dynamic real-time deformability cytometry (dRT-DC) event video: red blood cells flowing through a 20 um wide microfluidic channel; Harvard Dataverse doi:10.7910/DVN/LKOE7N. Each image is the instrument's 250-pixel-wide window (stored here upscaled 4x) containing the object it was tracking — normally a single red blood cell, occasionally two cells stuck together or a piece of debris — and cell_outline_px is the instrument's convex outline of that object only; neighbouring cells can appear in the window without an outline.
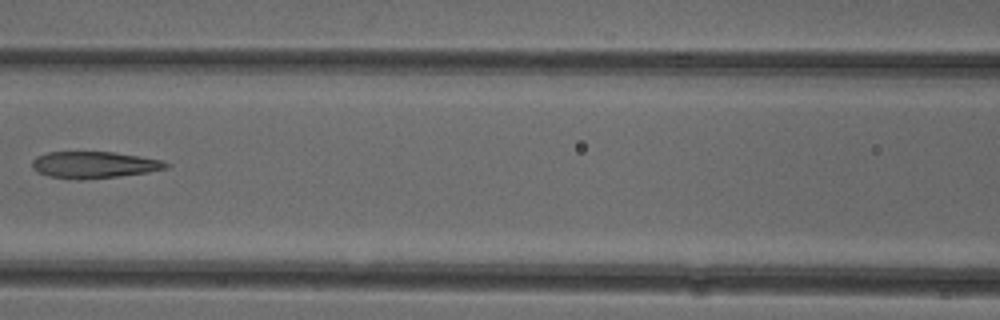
{"species": "common noctule bat (a hibernating species)", "species_latin": "Nyctalus noctula", "temperature_condition": "cold", "stored_images_in_passage": 3, "camera_frame_rate_fps": 3000, "um_per_image_px": 0.085, "animal": {"sex": "female"}, "frame": {"image": 1, "passage_image": 3, "time_ms": 2.333, "image_size_px": [1000, 320], "cell_outline_px": [[172, 164], [168, 168], [148, 172], [84, 180], [76, 180], [48, 176], [36, 172], [32, 168], [32, 160], [36, 156], [48, 152], [112, 152], [160, 160]], "centroid_in_image_um": [7.95, 14.02], "position_along_channel_um": 158.7, "area_um2": 20.81}}